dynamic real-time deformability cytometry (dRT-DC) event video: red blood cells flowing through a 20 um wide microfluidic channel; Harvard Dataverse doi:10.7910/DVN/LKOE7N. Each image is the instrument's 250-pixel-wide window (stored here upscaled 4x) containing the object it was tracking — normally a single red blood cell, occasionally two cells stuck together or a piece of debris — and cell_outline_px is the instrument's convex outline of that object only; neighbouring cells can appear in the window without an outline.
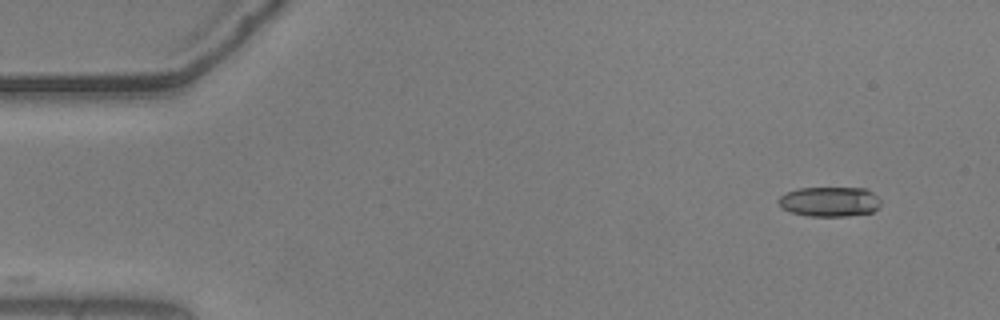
{"species": "common noctule bat (a hibernating species)", "species_latin": "Nyctalus noctula", "temperature_condition": "warm", "stored_images_in_passage": 28, "camera_frame_rate_fps": 3000, "um_per_image_px": 0.085, "animal": {"sex": "male", "body_mass_g": 20.5, "forearm_length_mm": 52.5}, "frame": {"image": 1, "passage_image": 1, "time_ms": 0.0, "image_size_px": [1000, 320], "cell_outline_px": [[880, 208], [872, 212], [848, 216], [808, 216], [792, 212], [784, 208], [776, 200], [780, 196], [796, 188], [864, 188], [872, 192], [880, 200]], "centroid_in_image_um": [70.54, 17.14], "position_along_channel_um": 14.5, "area_um2": 17.74}}
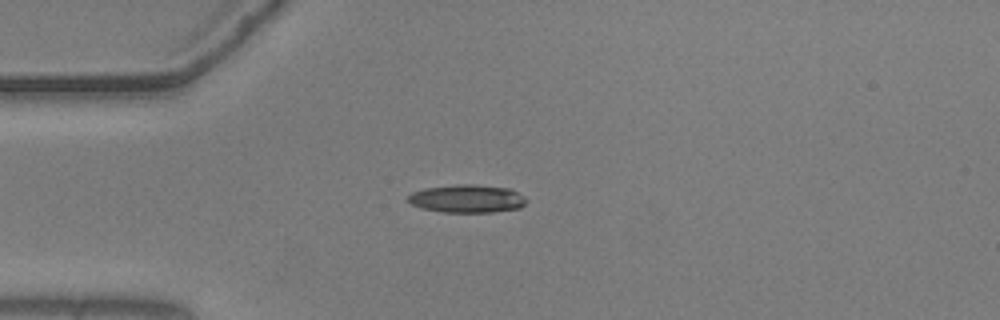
{"frame": {"image": 2, "passage_image": 11, "time_ms": 3.333, "image_size_px": [1000, 320], "cell_outline_px": [[528, 200], [520, 208], [492, 212], [444, 212], [420, 208], [412, 204], [408, 200], [408, 196], [412, 192], [424, 188], [456, 184], [472, 184], [512, 188], [524, 196]], "centroid_in_image_um": [39.72, 16.88], "position_along_channel_um": 45.3, "area_um2": 19.48}}
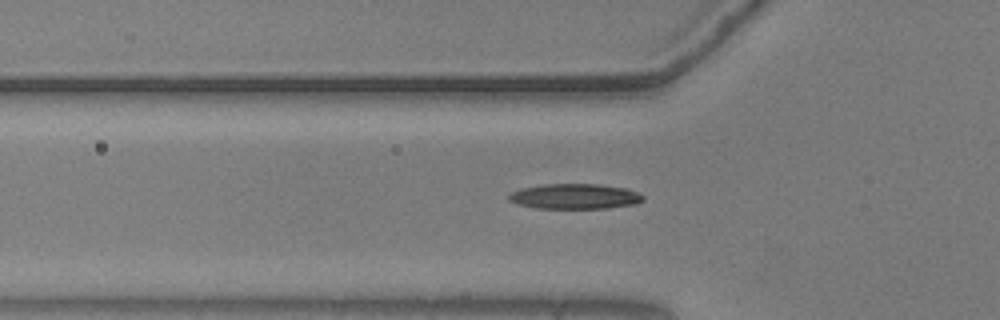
{"frame": {"image": 3, "passage_image": 15, "time_ms": 4.667, "image_size_px": [1000, 320], "cell_outline_px": [[644, 200], [636, 204], [608, 208], [536, 208], [516, 204], [508, 200], [508, 196], [512, 192], [520, 188], [544, 184], [600, 184], [624, 188], [640, 192], [644, 196]], "centroid_in_image_um": [48.87, 16.69], "position_along_channel_um": 76.9, "area_um2": 19.88}}